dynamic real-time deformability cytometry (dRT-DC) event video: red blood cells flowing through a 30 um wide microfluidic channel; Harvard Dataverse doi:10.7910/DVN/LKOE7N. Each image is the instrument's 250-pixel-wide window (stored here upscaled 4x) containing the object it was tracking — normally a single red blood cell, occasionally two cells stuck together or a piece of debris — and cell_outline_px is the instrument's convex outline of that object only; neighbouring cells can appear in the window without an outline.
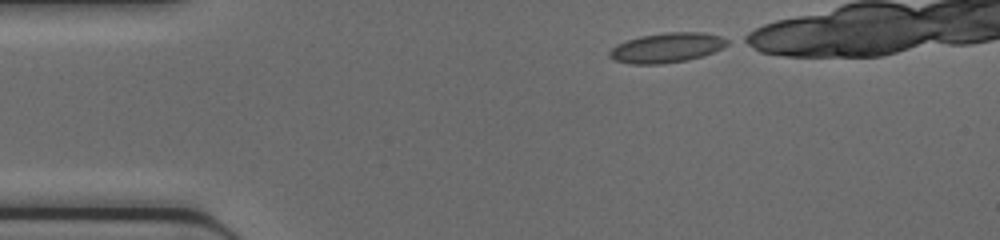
{"species": "common noctule bat (a hibernating species)", "species_latin": "Nyctalus noctula", "temperature_condition": "cold", "stored_images_in_passage": 30, "camera_frame_rate_fps": 3000, "um_per_image_px": 0.085, "animal": {"sex": "female", "body_mass_g": 17.0, "forearm_length_mm": 48.0}, "frame": {"image": 1, "passage_image": 1, "time_ms": 0.0, "image_size_px": [1000, 240], "cell_outline_px": [[728, 44], [704, 56], [688, 60], [660, 64], [628, 64], [612, 60], [608, 56], [608, 52], [616, 44], [640, 36], [664, 32], [704, 32], [720, 36], [728, 40]], "centroid_in_image_um": [56.63, 4.06], "position_along_channel_um": 28.4, "area_um2": 20.58}}
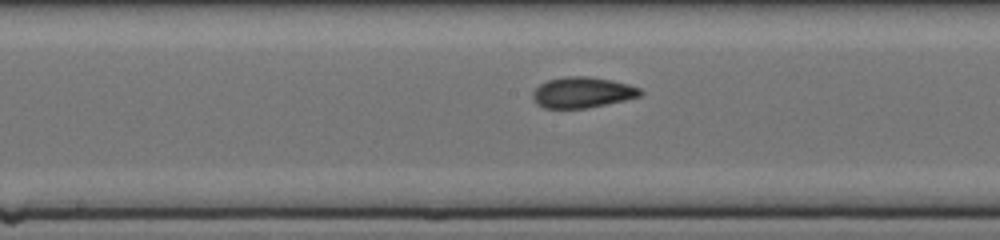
{"frame": {"image": 2, "passage_image": 16, "time_ms": 5.0, "image_size_px": [1000, 240], "cell_outline_px": [[644, 92], [640, 96], [624, 100], [584, 108], [544, 108], [536, 104], [532, 96], [532, 92], [540, 84], [548, 80], [564, 76], [588, 76], [612, 80], [628, 84], [640, 88]], "centroid_in_image_um": [49.49, 7.85], "position_along_channel_um": 198.7, "area_um2": 19.25}}
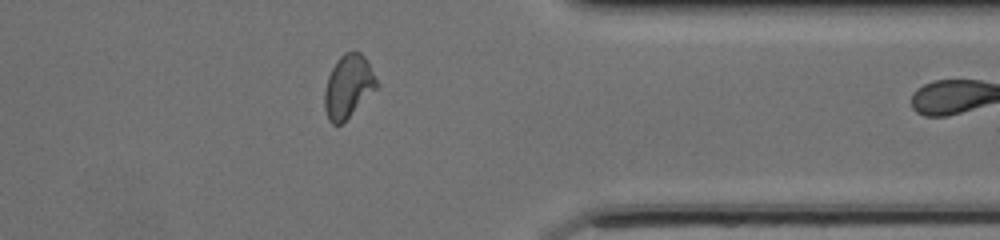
{"frame": {"image": 3, "passage_image": 29, "time_ms": 9.333, "image_size_px": [1000, 240], "cell_outline_px": [[380, 84], [340, 124], [332, 124], [328, 120], [324, 108], [324, 92], [328, 76], [336, 60], [344, 52], [360, 52], [364, 56]], "centroid_in_image_um": [29.58, 7.32], "position_along_channel_um": 381.8, "area_um2": 18.79}}